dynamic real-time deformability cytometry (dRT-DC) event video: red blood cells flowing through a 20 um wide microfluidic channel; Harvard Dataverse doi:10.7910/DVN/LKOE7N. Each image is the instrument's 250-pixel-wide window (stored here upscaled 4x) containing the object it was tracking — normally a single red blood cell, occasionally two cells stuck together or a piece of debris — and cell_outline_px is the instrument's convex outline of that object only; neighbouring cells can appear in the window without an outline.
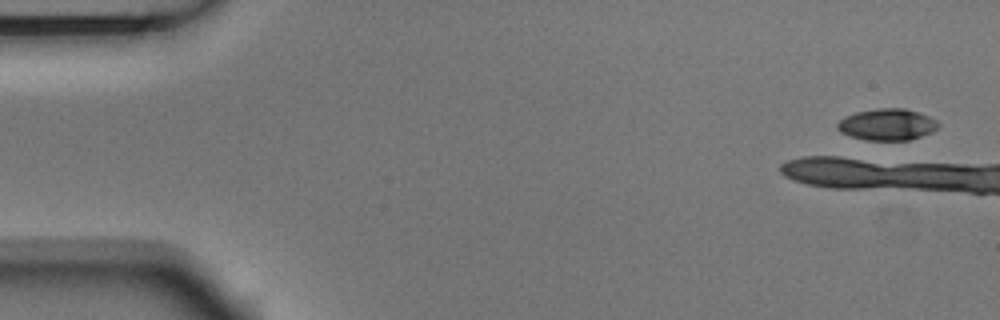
{"species": "Egyptian fruit bat (a non-hibernating species)", "species_latin": "Rousettus aegyptiacus", "temperature_condition": "room temperature", "stored_images_in_passage": 1, "camera_frame_rate_fps": 3000, "um_per_image_px": 0.085, "animal": {"sex": "male"}, "frame": {"image": 1, "passage_image": 1, "time_ms": 0.0, "image_size_px": [1000, 320], "cell_outline_px": [[940, 128], [932, 132], [908, 140], [868, 140], [852, 136], [840, 132], [836, 128], [836, 124], [844, 116], [856, 112], [876, 108], [904, 108], [928, 116], [936, 120], [940, 124]], "centroid_in_image_um": [75.41, 10.58], "position_along_channel_um": 9.6, "area_um2": 18.55}}